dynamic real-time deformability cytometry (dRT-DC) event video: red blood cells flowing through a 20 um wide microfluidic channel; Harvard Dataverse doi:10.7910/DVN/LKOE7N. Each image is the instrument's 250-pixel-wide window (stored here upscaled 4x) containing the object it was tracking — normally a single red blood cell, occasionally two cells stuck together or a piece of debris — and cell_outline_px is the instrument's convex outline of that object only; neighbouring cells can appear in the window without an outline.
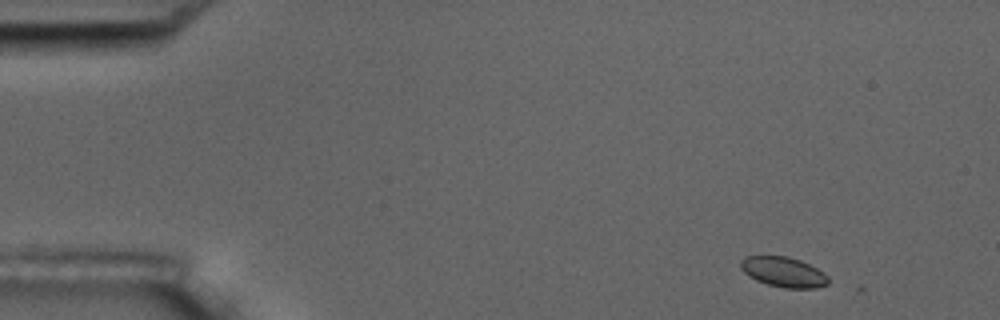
{"species": "common noctule bat (a hibernating species)", "species_latin": "Nyctalus noctula", "temperature_condition": "room temperature", "stored_images_in_passage": 16, "camera_frame_rate_fps": 3000, "um_per_image_px": 0.085, "animal": {"sex": "male", "body_mass_g": 17.5, "forearm_length_mm": 52.3}, "frame": {"image": 1, "passage_image": 1, "time_ms": 0.0, "image_size_px": [1000, 320], "cell_outline_px": [[828, 284], [816, 288], [784, 288], [768, 284], [756, 280], [748, 276], [740, 268], [740, 260], [744, 256], [788, 256], [800, 260], [824, 272], [828, 276]], "centroid_in_image_um": [66.58, 23.11], "position_along_channel_um": 18.4, "area_um2": 15.43}}
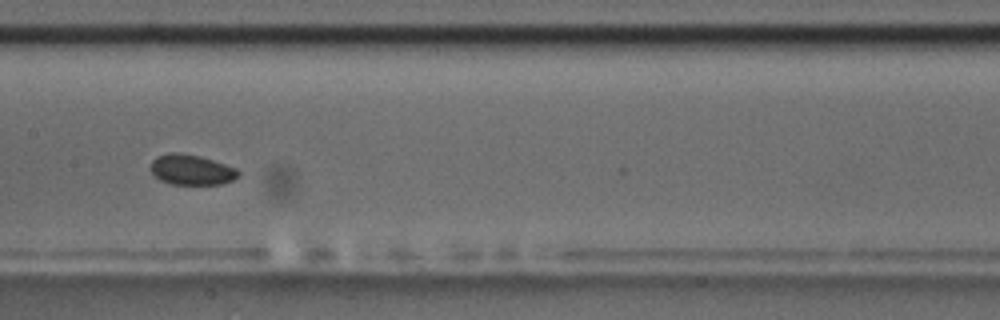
{"frame": {"image": 2, "passage_image": 8, "time_ms": 7.667, "image_size_px": [1000, 320], "cell_outline_px": [[240, 176], [232, 180], [220, 184], [168, 184], [160, 180], [148, 168], [152, 160], [156, 156], [168, 152], [180, 152], [200, 156], [236, 168], [240, 172]], "centroid_in_image_um": [16.23, 14.42], "position_along_channel_um": 191.2, "area_um2": 15.66}}
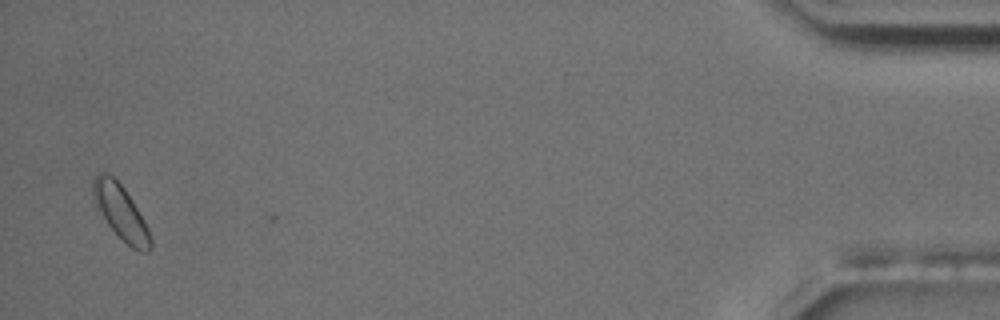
{"frame": {"image": 3, "passage_image": 16, "time_ms": 16.667, "image_size_px": [1000, 320], "cell_outline_px": [[152, 248], [148, 252], [140, 252], [132, 248], [116, 236], [96, 208], [92, 196], [92, 180], [96, 172], [104, 168], [124, 188], [132, 200], [144, 220], [148, 228], [152, 240]], "centroid_in_image_um": [10.22, 18.01], "position_along_channel_um": 425.0, "area_um2": 18.84}, "authors_computed_cell_mechanics": {"area_um2": 15.5482, "velocity_mm_per_s": 3.5356, "shape_relaxation_time_tau1_ms": null, "shape_relaxation_time_tau2_ms": 3.1407, "deformation_change_tau1": null, "deformation_change_tau2": 0.0437}}